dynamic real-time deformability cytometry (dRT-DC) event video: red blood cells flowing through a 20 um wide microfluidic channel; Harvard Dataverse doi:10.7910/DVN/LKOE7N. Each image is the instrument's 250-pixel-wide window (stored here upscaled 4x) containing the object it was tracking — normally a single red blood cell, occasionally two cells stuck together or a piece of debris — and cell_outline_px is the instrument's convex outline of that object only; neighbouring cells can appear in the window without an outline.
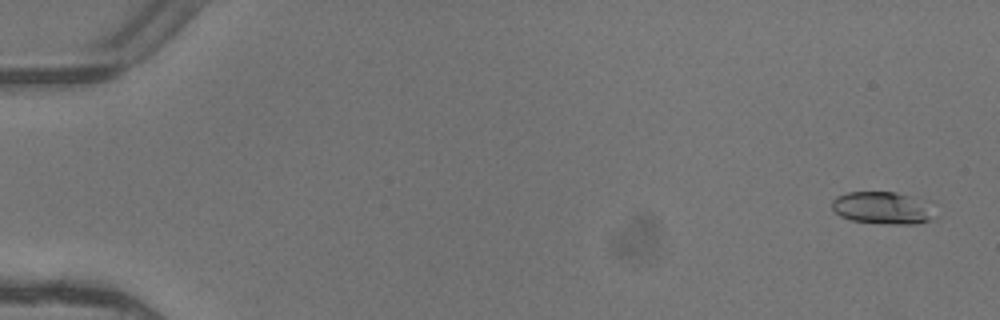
{"species": "common noctule bat (a hibernating species)", "species_latin": "Nyctalus noctula", "temperature_condition": "warm", "stored_images_in_passage": 3, "camera_frame_rate_fps": 3000, "um_per_image_px": 0.085, "animal": {"sex": "female"}, "frame": {"image": 1, "passage_image": 1, "time_ms": 0.0, "image_size_px": [1000, 320], "cell_outline_px": [[940, 216], [932, 220], [916, 224], [880, 224], [852, 220], [840, 216], [832, 208], [832, 200], [836, 196], [848, 192], [896, 192], [932, 200]], "centroid_in_image_um": [75.2, 17.67], "position_along_channel_um": 9.8, "area_um2": 20.46}}